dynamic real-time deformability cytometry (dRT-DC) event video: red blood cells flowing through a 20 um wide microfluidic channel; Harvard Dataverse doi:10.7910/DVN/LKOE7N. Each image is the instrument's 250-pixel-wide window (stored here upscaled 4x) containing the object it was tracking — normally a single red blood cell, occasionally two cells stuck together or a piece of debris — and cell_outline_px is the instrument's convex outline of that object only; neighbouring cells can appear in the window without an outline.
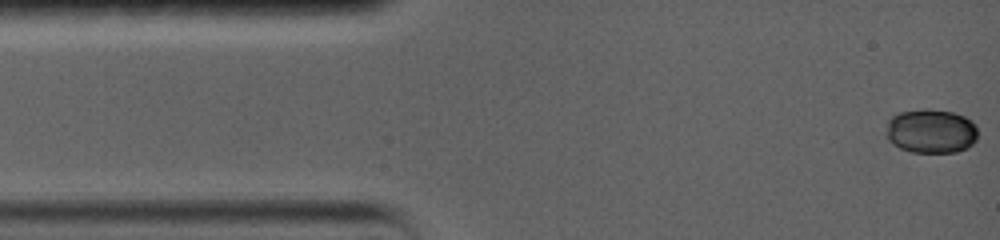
{"species": "common noctule bat (a hibernating species)", "species_latin": "Nyctalus noctula", "temperature_condition": "warm", "stored_images_in_passage": 66, "camera_frame_rate_fps": 5000, "um_per_image_px": 0.085, "animal": {"sex": "female", "body_mass_g": 19.0, "forearm_length_mm": 56.7}, "frame": {"image": 1, "passage_image": 1, "time_ms": 0.0, "image_size_px": [1000, 240], "cell_outline_px": [[976, 140], [968, 148], [956, 152], [912, 152], [900, 148], [888, 140], [888, 120], [892, 116], [900, 112], [924, 108], [928, 108], [952, 112], [964, 116], [972, 120], [976, 124]], "centroid_in_image_um": [79.16, 11.14], "position_along_channel_um": 5.8, "area_um2": 23.64}}
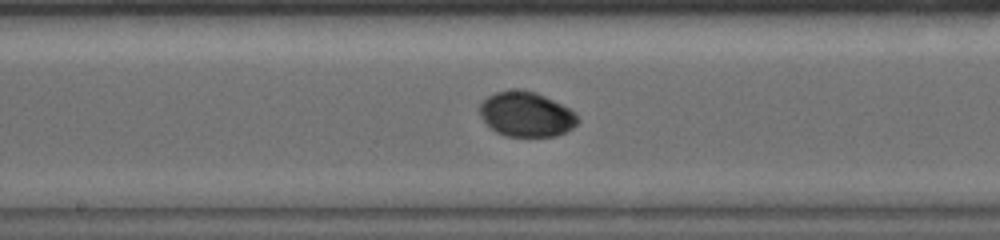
{"frame": {"image": 2, "passage_image": 38, "time_ms": 7.4, "image_size_px": [1000, 240], "cell_outline_px": [[580, 120], [572, 128], [556, 136], [504, 136], [488, 128], [480, 116], [480, 104], [488, 96], [496, 92], [512, 88], [520, 88], [536, 92], [576, 112]], "centroid_in_image_um": [44.7, 9.71], "position_along_channel_um": 203.5, "area_um2": 25.89}}
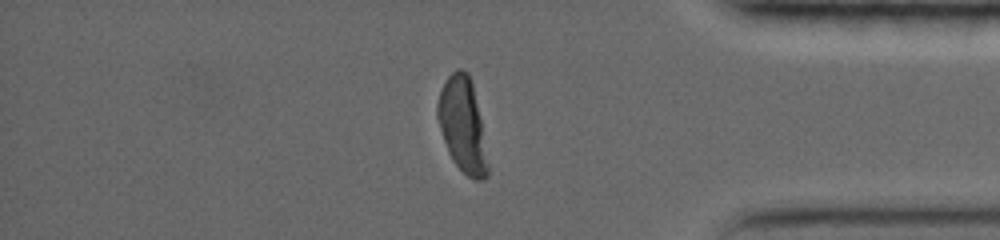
{"frame": {"image": 3, "passage_image": 66, "time_ms": 13.0, "image_size_px": [1000, 240], "cell_outline_px": [[488, 176], [480, 180], [472, 180], [452, 160], [448, 152], [436, 116], [436, 104], [440, 88], [448, 76], [456, 68], [460, 68], [468, 72], [472, 84], [480, 120], [488, 164]], "centroid_in_image_um": [39.28, 10.61], "position_along_channel_um": 395.9, "area_um2": 27.34}, "authors_computed_cell_mechanics": {"area_um2": 25.7788, "velocity_mm_per_s": 3.7689, "shape_relaxation_time_tau1_ms": 2.7394, "shape_relaxation_time_tau2_ms": null, "deformation_change_tau1": 0.0861, "deformation_change_tau2": null}}